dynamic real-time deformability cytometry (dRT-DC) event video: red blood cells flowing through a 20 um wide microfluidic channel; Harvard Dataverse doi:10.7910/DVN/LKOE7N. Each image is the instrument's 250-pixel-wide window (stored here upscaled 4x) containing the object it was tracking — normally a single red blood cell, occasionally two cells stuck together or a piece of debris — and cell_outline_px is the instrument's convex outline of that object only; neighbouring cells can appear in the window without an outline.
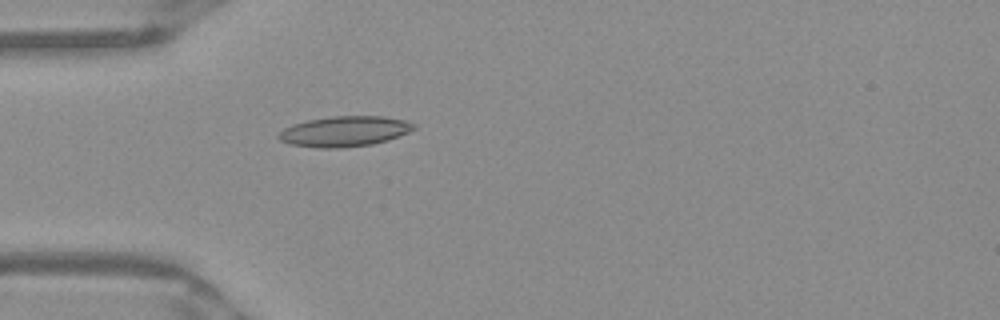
{"species": "Egyptian fruit bat (a non-hibernating species)", "species_latin": "Rousettus aegyptiacus", "temperature_condition": "warm", "stored_images_in_passage": 51, "camera_frame_rate_fps": 3000, "um_per_image_px": 0.085, "frame": {"image": 1, "passage_image": 15, "time_ms": 4.667, "image_size_px": [1000, 320], "cell_outline_px": [[416, 128], [408, 132], [388, 140], [372, 144], [336, 148], [320, 148], [288, 144], [280, 140], [276, 136], [284, 128], [292, 124], [308, 120], [332, 116], [384, 116], [404, 120], [416, 124]], "centroid_in_image_um": [29.27, 11.16], "position_along_channel_um": 55.7, "area_um2": 23.93}}
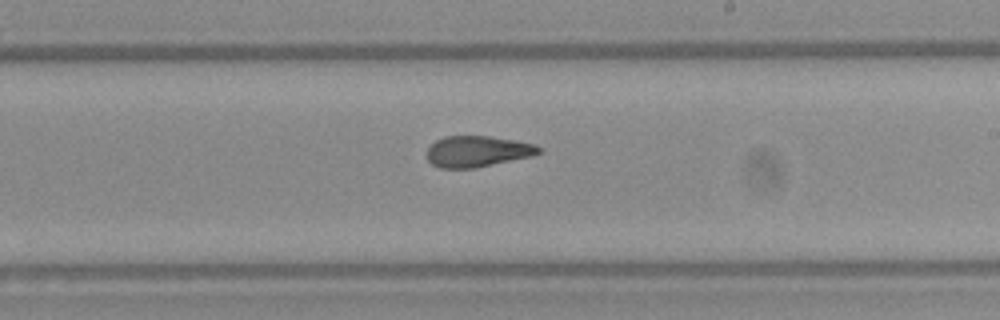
{"frame": {"image": 2, "passage_image": 30, "time_ms": 9.667, "image_size_px": [1000, 320], "cell_outline_px": [[544, 148], [540, 152], [532, 156], [472, 168], [440, 168], [432, 164], [428, 160], [428, 148], [436, 140], [444, 136], [488, 136], [512, 140], [532, 144]], "centroid_in_image_um": [40.56, 12.86], "position_along_channel_um": 248.4, "area_um2": 19.94}}
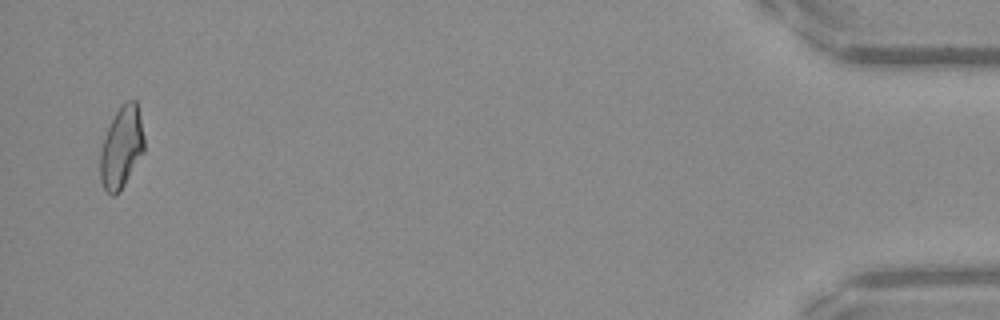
{"frame": {"image": 3, "passage_image": 50, "time_ms": 16.333, "image_size_px": [1000, 320], "cell_outline_px": [[144, 152], [120, 192], [112, 196], [104, 188], [100, 180], [100, 152], [104, 136], [116, 112], [128, 100], [136, 100], [140, 116], [144, 136]], "centroid_in_image_um": [10.33, 12.56], "position_along_channel_um": 424.9, "area_um2": 20.81}, "authors_computed_cell_mechanics": {"area_um2": 21.2126, "velocity_mm_per_s": 3.951, "shape_relaxation_time_tau1_ms": null, "shape_relaxation_time_tau2_ms": 2.1493, "deformation_change_tau1": null, "deformation_change_tau2": 0.1027}}